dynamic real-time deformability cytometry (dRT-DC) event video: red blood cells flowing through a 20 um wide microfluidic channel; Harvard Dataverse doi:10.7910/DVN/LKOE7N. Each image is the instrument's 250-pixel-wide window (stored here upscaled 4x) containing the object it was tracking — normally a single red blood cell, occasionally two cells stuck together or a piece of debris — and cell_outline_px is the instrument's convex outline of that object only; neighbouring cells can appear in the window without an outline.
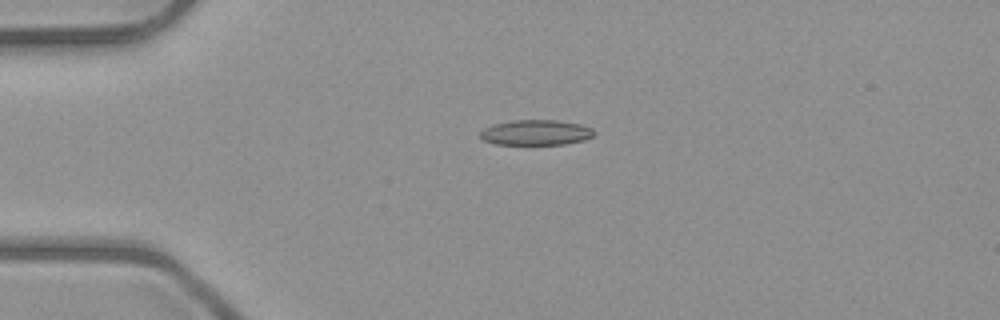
{"species": "common noctule bat (a hibernating species)", "species_latin": "Nyctalus noctula", "temperature_condition": "room temperature", "stored_images_in_passage": 2, "camera_frame_rate_fps": 3000, "um_per_image_px": 0.085, "animal": {"sex": "male", "body_mass_g": 23.1, "forearm_length_mm": 52.7}, "frame": {"image": 1, "passage_image": 1, "time_ms": 0.0, "image_size_px": [1000, 320], "cell_outline_px": [[596, 132], [592, 136], [584, 140], [564, 144], [496, 144], [484, 140], [480, 136], [480, 132], [484, 128], [492, 124], [512, 120], [556, 120], [580, 124], [592, 128]], "centroid_in_image_um": [45.55, 11.26], "position_along_channel_um": 39.4, "area_um2": 16.76}}